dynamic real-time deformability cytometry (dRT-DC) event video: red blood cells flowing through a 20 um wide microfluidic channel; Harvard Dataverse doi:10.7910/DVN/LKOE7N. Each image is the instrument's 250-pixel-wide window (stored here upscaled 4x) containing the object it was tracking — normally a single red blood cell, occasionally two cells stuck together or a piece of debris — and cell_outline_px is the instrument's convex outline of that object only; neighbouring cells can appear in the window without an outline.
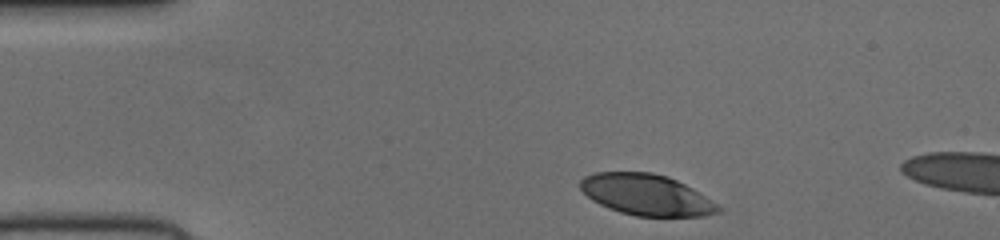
{"species": "human", "species_latin": "Homo sapiens", "temperature_condition": "cold", "stored_images_in_passage": 6, "camera_frame_rate_fps": 3000, "um_per_image_px": 0.085, "donor": {"sex": "female"}, "frame": {"image": 1, "passage_image": 1, "time_ms": 0.0, "image_size_px": [1000, 240], "cell_outline_px": [[720, 212], [704, 216], [636, 216], [620, 212], [608, 208], [592, 200], [580, 188], [580, 180], [584, 176], [596, 172], [652, 172], [668, 176], [692, 188], [716, 204], [720, 208]], "centroid_in_image_um": [54.91, 16.55], "position_along_channel_um": 30.1, "area_um2": 32.77}}